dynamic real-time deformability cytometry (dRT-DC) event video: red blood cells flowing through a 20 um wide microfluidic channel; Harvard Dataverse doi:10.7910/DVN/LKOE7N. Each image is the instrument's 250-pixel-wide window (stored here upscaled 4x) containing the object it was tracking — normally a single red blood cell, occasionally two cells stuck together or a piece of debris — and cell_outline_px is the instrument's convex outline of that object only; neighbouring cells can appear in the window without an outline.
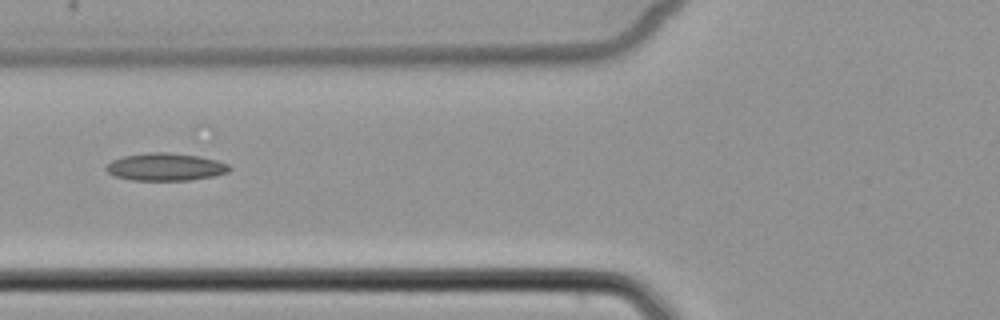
{"species": "common noctule bat (a hibernating species)", "species_latin": "Nyctalus noctula", "temperature_condition": "cold", "stored_images_in_passage": 4, "camera_frame_rate_fps": 3000, "um_per_image_px": 0.085, "animal": {"sex": "female", "body_mass_g": 22.7, "forearm_length_mm": 54.2}, "frame": {"image": 1, "passage_image": 4, "time_ms": 3.667, "image_size_px": [1000, 320], "cell_outline_px": [[232, 168], [228, 172], [212, 176], [188, 180], [132, 180], [116, 176], [108, 172], [104, 168], [112, 160], [124, 156], [152, 152], [168, 152], [200, 156], [216, 160], [228, 164]], "centroid_in_image_um": [14.08, 14.18], "position_along_channel_um": 111.7, "area_um2": 19.65}}